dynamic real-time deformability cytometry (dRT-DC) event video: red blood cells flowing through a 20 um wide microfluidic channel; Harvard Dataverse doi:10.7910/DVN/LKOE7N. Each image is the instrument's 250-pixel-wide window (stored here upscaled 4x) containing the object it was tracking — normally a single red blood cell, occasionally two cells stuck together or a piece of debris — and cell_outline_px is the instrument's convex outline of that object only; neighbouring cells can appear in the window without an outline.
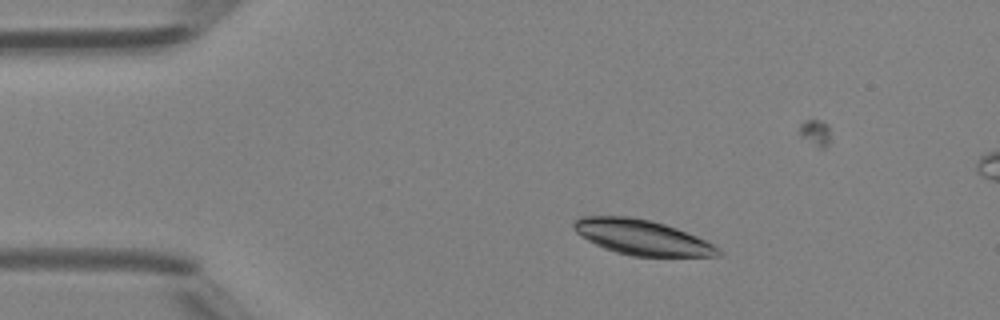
{"species": "Egyptian fruit bat (a non-hibernating species)", "species_latin": "Rousettus aegyptiacus", "temperature_condition": "room temperature", "stored_images_in_passage": 47, "segment_of_instrument_passage": [1, 2], "camera_frame_rate_fps": 3000, "um_per_image_px": 0.085, "animal": {"sex": "female"}, "frame": {"image": 1, "passage_image": 7, "time_ms": 2.0, "image_size_px": [1000, 320], "cell_outline_px": [[720, 256], [632, 256], [616, 252], [604, 248], [580, 236], [576, 232], [572, 224], [580, 216], [628, 216], [652, 220], [676, 228], [696, 236], [720, 248]], "centroid_in_image_um": [54.54, 20.16], "position_along_channel_um": 30.5, "area_um2": 29.36}}
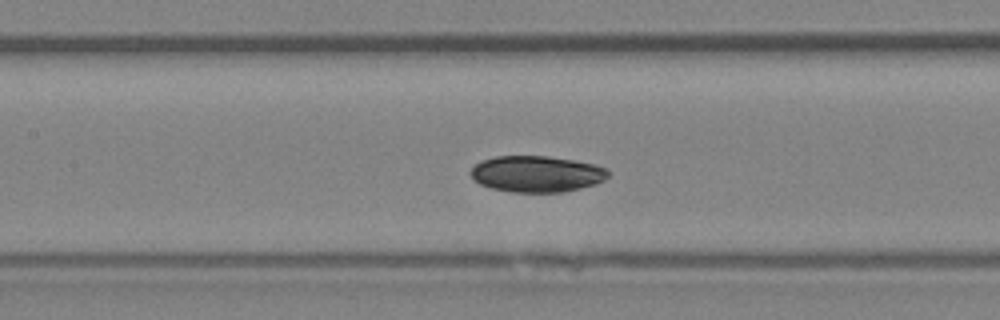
{"frame": {"image": 2, "passage_image": 20, "time_ms": 6.333, "image_size_px": [1000, 320], "cell_outline_px": [[608, 176], [604, 180], [596, 184], [564, 192], [512, 192], [492, 188], [480, 184], [468, 172], [480, 160], [496, 156], [548, 156], [596, 164], [604, 168], [608, 172]], "centroid_in_image_um": [45.6, 14.78], "position_along_channel_um": 161.8, "area_um2": 29.02}}
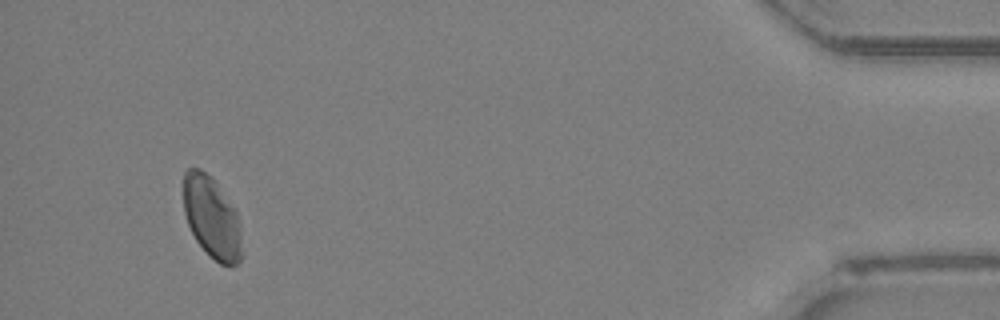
{"frame": {"image": 3, "passage_image": 43, "time_ms": 14.0, "image_size_px": [1000, 320], "cell_outline_px": [[244, 252], [240, 260], [236, 264], [220, 264], [196, 240], [188, 224], [184, 212], [184, 172], [188, 168], [200, 168], [212, 176], [216, 180], [236, 212], [240, 220]], "centroid_in_image_um": [18.04, 18.46], "position_along_channel_um": 417.2, "area_um2": 27.98}}